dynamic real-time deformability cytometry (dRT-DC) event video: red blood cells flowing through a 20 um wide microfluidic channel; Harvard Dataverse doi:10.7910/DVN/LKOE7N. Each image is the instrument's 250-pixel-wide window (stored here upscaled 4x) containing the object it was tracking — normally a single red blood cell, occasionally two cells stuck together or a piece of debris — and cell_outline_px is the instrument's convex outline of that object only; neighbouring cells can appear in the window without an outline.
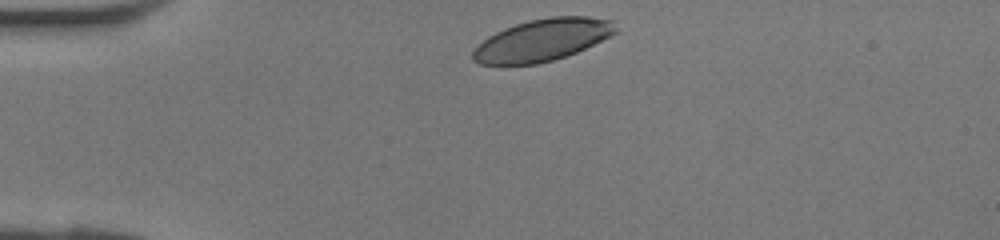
{"species": "human", "species_latin": "Homo sapiens", "temperature_condition": "room temperature", "stored_images_in_passage": 27, "camera_frame_rate_fps": 3000, "um_per_image_px": 0.085, "donor": {"sex": "female"}, "frame": {"image": 1, "passage_image": 1, "time_ms": 0.0, "image_size_px": [1000, 240], "cell_outline_px": [[620, 32], [612, 36], [576, 52], [552, 60], [536, 64], [480, 64], [472, 60], [472, 52], [488, 36], [504, 28], [528, 20], [552, 16], [588, 16], [616, 20]], "centroid_in_image_um": [46.19, 3.37], "position_along_channel_um": 38.8, "area_um2": 35.14}}
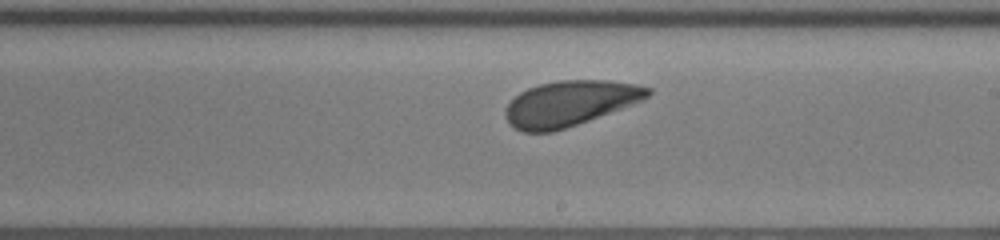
{"frame": {"image": 2, "passage_image": 16, "time_ms": 5.0, "image_size_px": [1000, 240], "cell_outline_px": [[652, 92], [644, 100], [588, 120], [552, 132], [524, 132], [516, 128], [508, 120], [504, 112], [508, 104], [520, 92], [528, 88], [540, 84], [556, 80], [604, 80], [636, 84], [652, 88]], "centroid_in_image_um": [48.46, 8.77], "position_along_channel_um": 240.5, "area_um2": 37.17}}
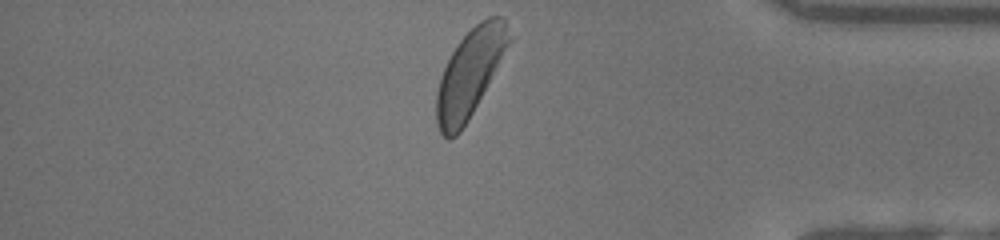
{"frame": {"image": 3, "passage_image": 27, "time_ms": 8.667, "image_size_px": [1000, 240], "cell_outline_px": [[516, 36], [468, 120], [460, 132], [456, 136], [448, 140], [440, 132], [436, 124], [436, 92], [440, 76], [456, 44], [480, 20], [488, 16], [504, 16]], "centroid_in_image_um": [40.0, 6.17], "position_along_channel_um": 395.2, "area_um2": 37.69}}